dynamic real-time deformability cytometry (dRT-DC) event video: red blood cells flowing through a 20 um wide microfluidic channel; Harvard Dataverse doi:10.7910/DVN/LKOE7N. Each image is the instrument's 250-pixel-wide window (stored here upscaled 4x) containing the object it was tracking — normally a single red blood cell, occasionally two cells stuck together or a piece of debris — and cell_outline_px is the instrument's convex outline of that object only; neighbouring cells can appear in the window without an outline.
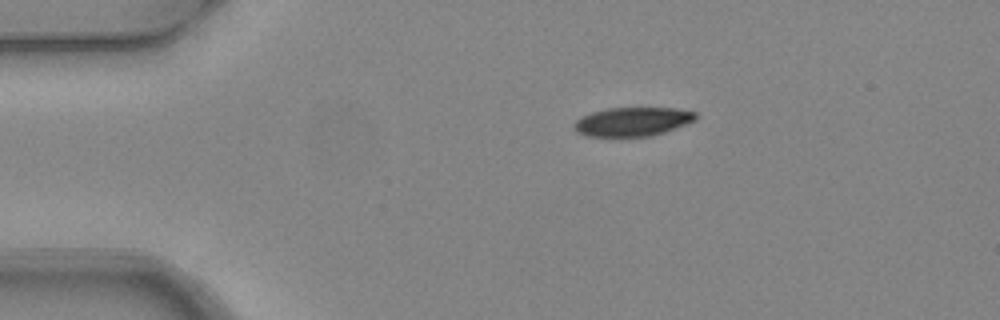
{"species": "common noctule bat (a hibernating species)", "species_latin": "Nyctalus noctula", "temperature_condition": "warm", "stored_images_in_passage": 6, "camera_frame_rate_fps": 3000, "um_per_image_px": 0.085, "animal": {"sex": "female", "body_mass_g": 24.6, "forearm_length_mm": 56.2}, "frame": {"image": 1, "passage_image": 1, "time_ms": 0.0, "image_size_px": [1000, 320], "cell_outline_px": [[696, 120], [664, 132], [652, 136], [588, 136], [576, 132], [572, 128], [572, 124], [580, 116], [592, 112], [608, 108], [676, 108], [696, 112]], "centroid_in_image_um": [53.72, 10.34], "position_along_channel_um": 31.3, "area_um2": 20.52}}
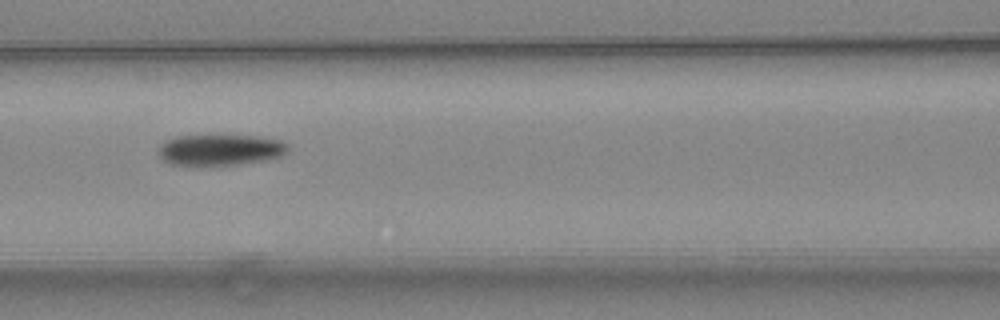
{"frame": {"image": 2, "passage_image": 4, "time_ms": 1.0, "image_size_px": [1000, 320], "cell_outline_px": [[288, 148], [280, 156], [264, 160], [236, 164], [172, 164], [164, 160], [160, 156], [160, 144], [176, 136], [256, 136], [280, 140], [288, 144]], "centroid_in_image_um": [18.73, 12.72], "position_along_channel_um": 147.9, "area_um2": 22.66}}
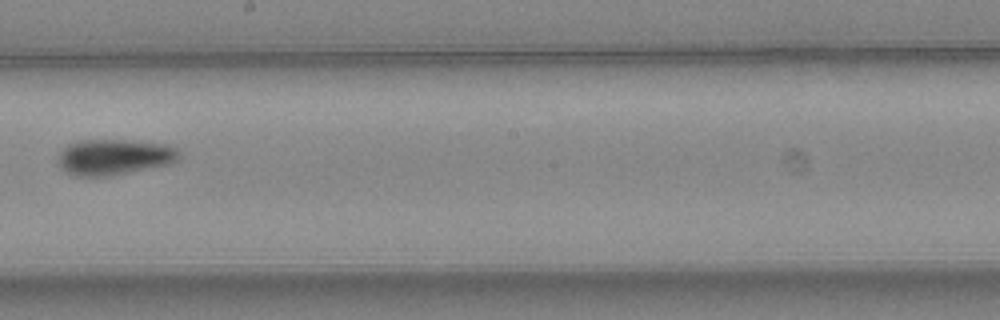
{"frame": {"image": 3, "passage_image": 6, "time_ms": 1.667, "image_size_px": [1000, 320], "cell_outline_px": [[180, 160], [172, 164], [112, 176], [72, 176], [64, 172], [60, 168], [60, 152], [68, 144], [84, 140], [124, 140], [164, 144], [176, 148], [180, 152]], "centroid_in_image_um": [9.74, 13.37], "position_along_channel_um": 238.5, "area_um2": 25.43}}